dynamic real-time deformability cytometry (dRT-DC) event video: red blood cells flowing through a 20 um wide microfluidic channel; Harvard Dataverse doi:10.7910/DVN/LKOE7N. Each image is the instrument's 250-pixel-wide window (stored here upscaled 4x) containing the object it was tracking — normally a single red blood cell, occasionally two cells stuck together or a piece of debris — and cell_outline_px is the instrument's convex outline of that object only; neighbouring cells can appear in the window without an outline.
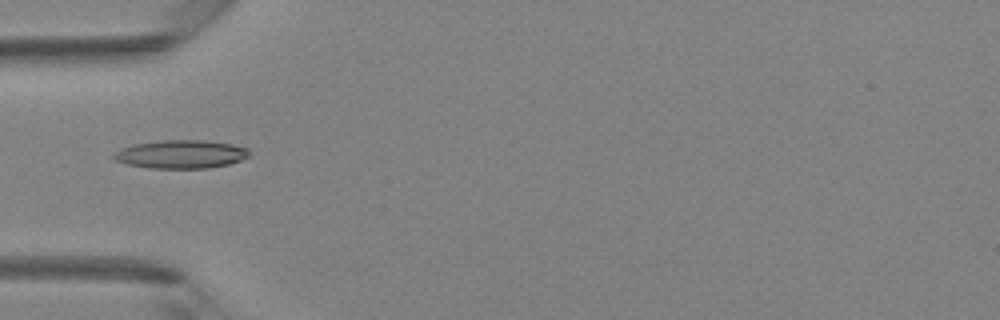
{"species": "Egyptian fruit bat (a non-hibernating species)", "species_latin": "Rousettus aegyptiacus", "temperature_condition": "room temperature", "stored_images_in_passage": 48, "camera_frame_rate_fps": 3000, "um_per_image_px": 0.085, "animal": {"sex": "female"}, "frame": {"image": 1, "passage_image": 16, "time_ms": 5.0, "image_size_px": [1000, 320], "cell_outline_px": [[252, 156], [228, 164], [208, 168], [148, 168], [128, 164], [116, 160], [112, 156], [112, 152], [120, 148], [132, 144], [164, 140], [204, 140], [232, 144], [248, 148], [252, 152]], "centroid_in_image_um": [15.39, 13.1], "position_along_channel_um": 69.6, "area_um2": 22.6}}
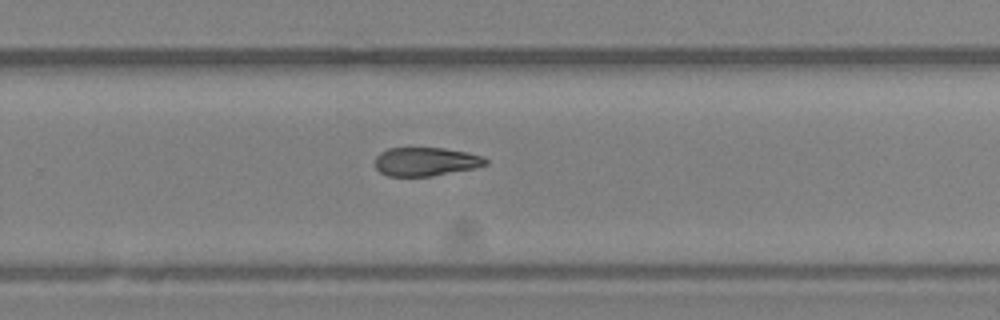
{"frame": {"image": 2, "passage_image": 32, "time_ms": 10.333, "image_size_px": [1000, 320], "cell_outline_px": [[488, 164], [476, 168], [432, 176], [388, 176], [380, 172], [376, 168], [376, 156], [380, 152], [388, 148], [444, 148], [468, 152], [484, 156], [488, 160]], "centroid_in_image_um": [36.23, 13.74], "position_along_channel_um": 293.6, "area_um2": 18.61}}
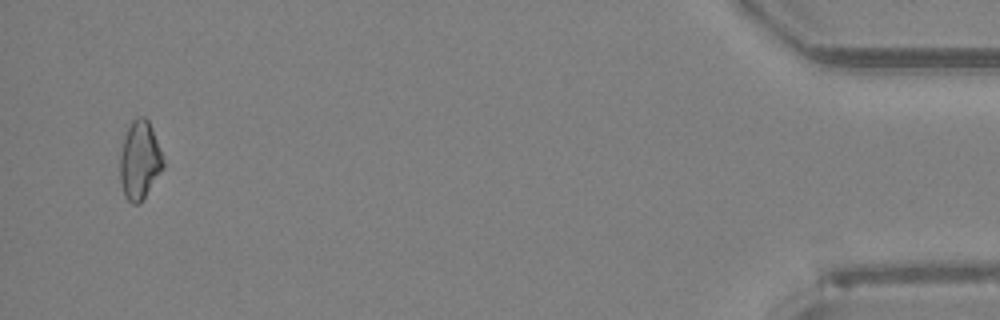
{"frame": {"image": 3, "passage_image": 47, "time_ms": 15.333, "image_size_px": [1000, 320], "cell_outline_px": [[164, 168], [140, 204], [132, 204], [124, 196], [120, 180], [120, 152], [124, 136], [132, 120], [136, 116], [144, 116], [148, 120], [152, 128], [164, 164]], "centroid_in_image_um": [11.85, 13.64], "position_along_channel_um": 423.3, "area_um2": 19.71}, "authors_computed_cell_mechanics": {"area_um2": 19.9121, "velocity_mm_per_s": 4.2135, "shape_relaxation_time_tau1_ms": 5.0621, "shape_relaxation_time_tau2_ms": null, "deformation_change_tau1": 0.1357, "deformation_change_tau2": null}}